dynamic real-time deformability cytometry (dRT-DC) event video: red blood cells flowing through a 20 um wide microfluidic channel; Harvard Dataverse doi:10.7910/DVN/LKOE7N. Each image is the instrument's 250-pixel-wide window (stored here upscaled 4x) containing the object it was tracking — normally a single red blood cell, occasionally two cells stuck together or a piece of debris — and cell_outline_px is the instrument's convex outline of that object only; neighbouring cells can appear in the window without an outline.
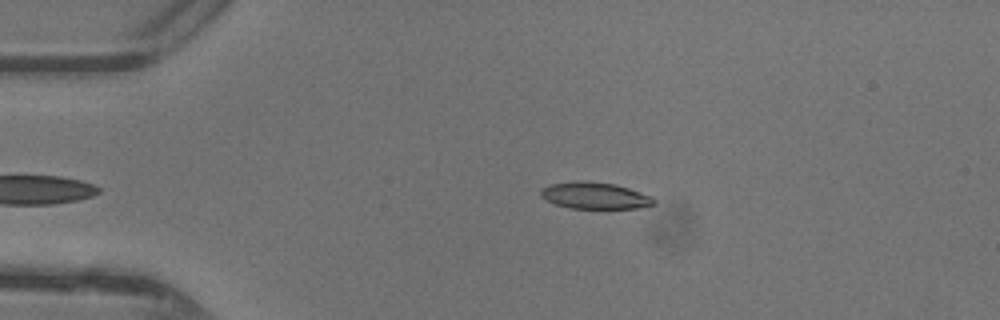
{"species": "common noctule bat (a hibernating species)", "species_latin": "Nyctalus noctula", "temperature_condition": "warm", "stored_images_in_passage": 35, "camera_frame_rate_fps": 3000, "um_per_image_px": 0.085, "animal": {"sex": "female"}, "frame": {"image": 1, "passage_image": 3, "time_ms": 0.667, "image_size_px": [1000, 320], "cell_outline_px": [[656, 204], [640, 208], [568, 208], [556, 204], [540, 196], [540, 188], [548, 184], [576, 180], [584, 180], [616, 184], [652, 196], [656, 200]], "centroid_in_image_um": [50.55, 16.61], "position_along_channel_um": 34.4, "area_um2": 17.8}}
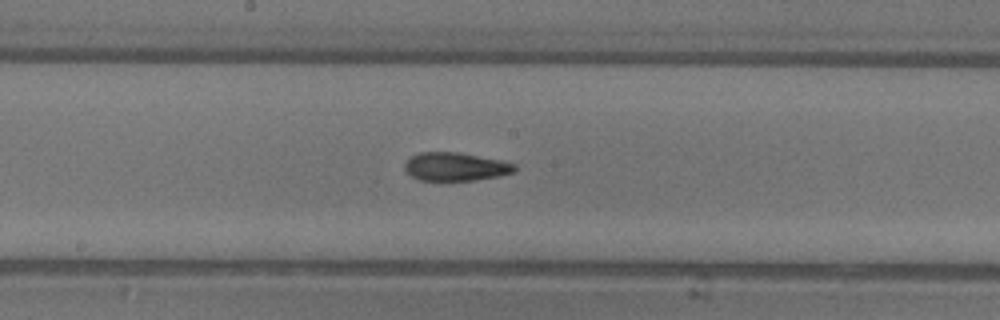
{"frame": {"image": 2, "passage_image": 18, "time_ms": 5.667, "image_size_px": [1000, 320], "cell_outline_px": [[516, 168], [512, 172], [500, 176], [476, 180], [420, 180], [412, 176], [404, 168], [404, 164], [412, 156], [420, 152], [460, 152], [500, 160], [516, 164]], "centroid_in_image_um": [38.73, 14.16], "position_along_channel_um": 209.5, "area_um2": 18.03}}
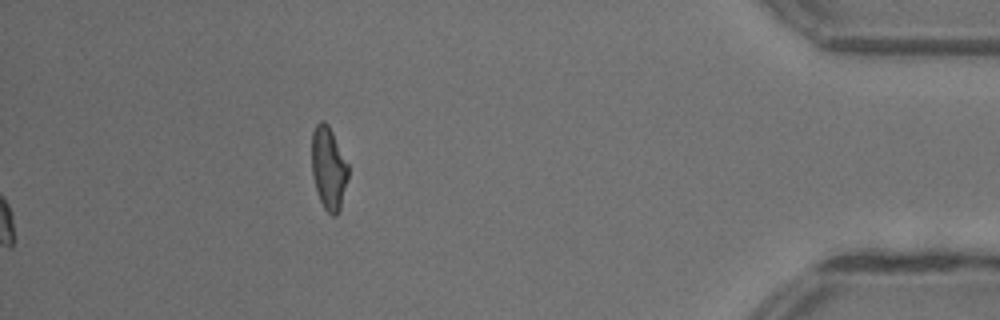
{"frame": {"image": 3, "passage_image": 35, "time_ms": 11.333, "image_size_px": [1000, 320], "cell_outline_px": [[348, 176], [340, 208], [336, 216], [332, 216], [324, 208], [316, 192], [312, 176], [312, 132], [316, 124], [320, 120], [324, 120], [328, 124], [348, 164]], "centroid_in_image_um": [27.91, 14.29], "position_along_channel_um": 407.3, "area_um2": 17.57}, "authors_computed_cell_mechanics": {"area_um2": 18.6116, "velocity_mm_per_s": 4.4147, "shape_relaxation_time_tau1_ms": 8.3245, "shape_relaxation_time_tau2_ms": 1.9506, "deformation_change_tau1": 0.2429, "deformation_change_tau2": 0.0925}}